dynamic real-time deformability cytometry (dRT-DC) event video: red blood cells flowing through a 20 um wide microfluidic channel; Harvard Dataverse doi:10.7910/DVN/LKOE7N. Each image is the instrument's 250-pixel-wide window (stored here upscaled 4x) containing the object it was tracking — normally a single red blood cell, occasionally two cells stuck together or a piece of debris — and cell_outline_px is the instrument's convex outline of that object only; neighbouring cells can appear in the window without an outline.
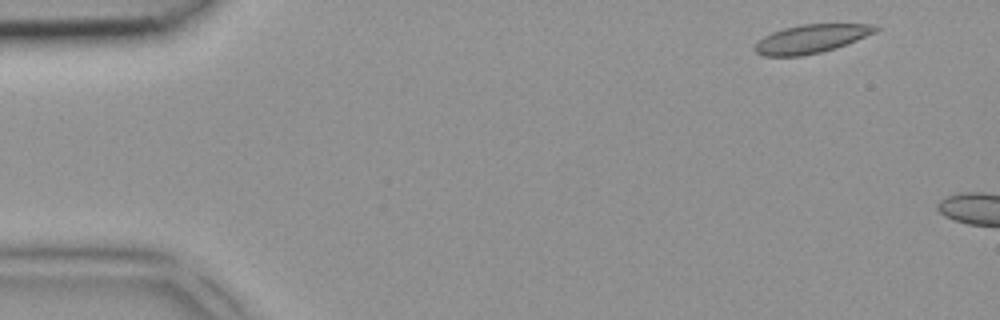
{"species": "common noctule bat (a hibernating species)", "species_latin": "Nyctalus noctula", "temperature_condition": "room temperature", "stored_images_in_passage": 4, "camera_frame_rate_fps": 3000, "um_per_image_px": 0.085, "animal": {"sex": "female", "body_mass_g": 18.4}, "frame": {"image": 1, "passage_image": 1, "time_ms": 0.0, "image_size_px": [1000, 320], "cell_outline_px": [[880, 28], [876, 32], [848, 44], [836, 48], [820, 52], [800, 56], [764, 56], [756, 52], [756, 44], [764, 36], [772, 32], [784, 28], [800, 24], [872, 24]], "centroid_in_image_um": [68.99, 3.29], "position_along_channel_um": 16.0, "area_um2": 19.94}}